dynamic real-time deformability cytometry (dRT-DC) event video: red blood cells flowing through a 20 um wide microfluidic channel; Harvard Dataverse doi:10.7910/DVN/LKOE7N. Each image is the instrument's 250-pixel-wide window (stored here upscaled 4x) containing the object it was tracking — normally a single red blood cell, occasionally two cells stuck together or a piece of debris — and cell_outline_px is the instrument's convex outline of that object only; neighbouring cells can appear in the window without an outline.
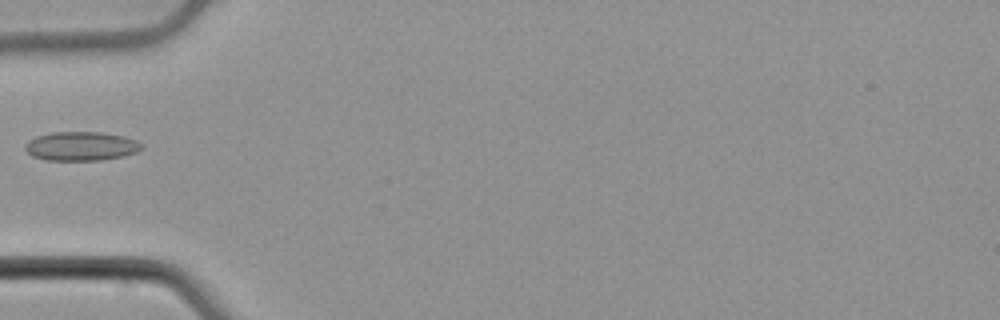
{"species": "common noctule bat (a hibernating species)", "species_latin": "Nyctalus noctula", "temperature_condition": "cold", "stored_images_in_passage": 2, "camera_frame_rate_fps": 3000, "um_per_image_px": 0.085, "animal": {"sex": "male", "body_mass_g": 21.5, "forearm_length_mm": 52.0}, "frame": {"image": 1, "passage_image": 2, "time_ms": 0.333, "image_size_px": [1000, 320], "cell_outline_px": [[144, 148], [136, 152], [124, 156], [100, 160], [44, 160], [32, 156], [24, 148], [24, 144], [28, 140], [36, 136], [52, 132], [100, 132], [124, 136], [136, 140], [144, 144]], "centroid_in_image_um": [6.9, 12.42], "position_along_channel_um": 78.1, "area_um2": 19.88}}